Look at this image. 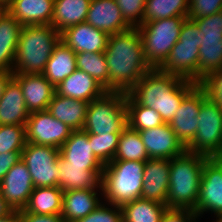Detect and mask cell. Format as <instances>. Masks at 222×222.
<instances>
[{"label": "cell", "instance_id": "6da1fadb", "mask_svg": "<svg viewBox=\"0 0 222 222\" xmlns=\"http://www.w3.org/2000/svg\"><path fill=\"white\" fill-rule=\"evenodd\" d=\"M104 53L109 71V91L128 93L152 69L144 57L138 28L110 35Z\"/></svg>", "mask_w": 222, "mask_h": 222}, {"label": "cell", "instance_id": "7a4b0ae2", "mask_svg": "<svg viewBox=\"0 0 222 222\" xmlns=\"http://www.w3.org/2000/svg\"><path fill=\"white\" fill-rule=\"evenodd\" d=\"M197 84V82L178 75L152 68L134 85L128 94L138 104L153 108L161 115L164 123H169L176 114L183 98Z\"/></svg>", "mask_w": 222, "mask_h": 222}, {"label": "cell", "instance_id": "3957f363", "mask_svg": "<svg viewBox=\"0 0 222 222\" xmlns=\"http://www.w3.org/2000/svg\"><path fill=\"white\" fill-rule=\"evenodd\" d=\"M60 40L61 33L52 25L22 26L13 74H42Z\"/></svg>", "mask_w": 222, "mask_h": 222}, {"label": "cell", "instance_id": "277c9868", "mask_svg": "<svg viewBox=\"0 0 222 222\" xmlns=\"http://www.w3.org/2000/svg\"><path fill=\"white\" fill-rule=\"evenodd\" d=\"M208 156L185 151L170 159V183L167 207L195 210L202 170Z\"/></svg>", "mask_w": 222, "mask_h": 222}, {"label": "cell", "instance_id": "5b68a950", "mask_svg": "<svg viewBox=\"0 0 222 222\" xmlns=\"http://www.w3.org/2000/svg\"><path fill=\"white\" fill-rule=\"evenodd\" d=\"M145 162L111 161L104 166L101 195L106 204L122 206L140 198Z\"/></svg>", "mask_w": 222, "mask_h": 222}, {"label": "cell", "instance_id": "8992f818", "mask_svg": "<svg viewBox=\"0 0 222 222\" xmlns=\"http://www.w3.org/2000/svg\"><path fill=\"white\" fill-rule=\"evenodd\" d=\"M204 36L196 22L186 18L178 41L158 69L199 83V47Z\"/></svg>", "mask_w": 222, "mask_h": 222}, {"label": "cell", "instance_id": "52a82bcc", "mask_svg": "<svg viewBox=\"0 0 222 222\" xmlns=\"http://www.w3.org/2000/svg\"><path fill=\"white\" fill-rule=\"evenodd\" d=\"M126 95L124 92L106 91L89 102L82 130L97 135L121 133L128 125Z\"/></svg>", "mask_w": 222, "mask_h": 222}, {"label": "cell", "instance_id": "ba28073f", "mask_svg": "<svg viewBox=\"0 0 222 222\" xmlns=\"http://www.w3.org/2000/svg\"><path fill=\"white\" fill-rule=\"evenodd\" d=\"M187 17L157 19L138 26L144 57L151 68H159L168 57Z\"/></svg>", "mask_w": 222, "mask_h": 222}, {"label": "cell", "instance_id": "9c48e42d", "mask_svg": "<svg viewBox=\"0 0 222 222\" xmlns=\"http://www.w3.org/2000/svg\"><path fill=\"white\" fill-rule=\"evenodd\" d=\"M198 127L186 151L209 158L222 155V109L207 98L198 113Z\"/></svg>", "mask_w": 222, "mask_h": 222}, {"label": "cell", "instance_id": "30bf717a", "mask_svg": "<svg viewBox=\"0 0 222 222\" xmlns=\"http://www.w3.org/2000/svg\"><path fill=\"white\" fill-rule=\"evenodd\" d=\"M59 149L52 146L25 144L21 159L25 162L34 187L59 186Z\"/></svg>", "mask_w": 222, "mask_h": 222}, {"label": "cell", "instance_id": "8fae6325", "mask_svg": "<svg viewBox=\"0 0 222 222\" xmlns=\"http://www.w3.org/2000/svg\"><path fill=\"white\" fill-rule=\"evenodd\" d=\"M72 129L54 118L47 110L30 113L26 122V141L59 149L70 137Z\"/></svg>", "mask_w": 222, "mask_h": 222}, {"label": "cell", "instance_id": "7c38bea8", "mask_svg": "<svg viewBox=\"0 0 222 222\" xmlns=\"http://www.w3.org/2000/svg\"><path fill=\"white\" fill-rule=\"evenodd\" d=\"M206 91L197 84L182 100L170 127L176 137L186 147L194 138L198 127V113L202 103L207 99Z\"/></svg>", "mask_w": 222, "mask_h": 222}, {"label": "cell", "instance_id": "4fadbf2b", "mask_svg": "<svg viewBox=\"0 0 222 222\" xmlns=\"http://www.w3.org/2000/svg\"><path fill=\"white\" fill-rule=\"evenodd\" d=\"M213 212L216 218L222 215V166L208 158L202 170L197 205L194 212L199 217L204 212Z\"/></svg>", "mask_w": 222, "mask_h": 222}, {"label": "cell", "instance_id": "5bb4252c", "mask_svg": "<svg viewBox=\"0 0 222 222\" xmlns=\"http://www.w3.org/2000/svg\"><path fill=\"white\" fill-rule=\"evenodd\" d=\"M34 188L30 172L22 159L0 181V193L13 211H20L26 206Z\"/></svg>", "mask_w": 222, "mask_h": 222}, {"label": "cell", "instance_id": "9a60e30c", "mask_svg": "<svg viewBox=\"0 0 222 222\" xmlns=\"http://www.w3.org/2000/svg\"><path fill=\"white\" fill-rule=\"evenodd\" d=\"M104 165H69L61 155L58 157L59 188L63 191L72 189L102 190Z\"/></svg>", "mask_w": 222, "mask_h": 222}, {"label": "cell", "instance_id": "2e32d148", "mask_svg": "<svg viewBox=\"0 0 222 222\" xmlns=\"http://www.w3.org/2000/svg\"><path fill=\"white\" fill-rule=\"evenodd\" d=\"M149 158L172 159L186 151V147L176 137L169 123L139 131Z\"/></svg>", "mask_w": 222, "mask_h": 222}, {"label": "cell", "instance_id": "e0dca14e", "mask_svg": "<svg viewBox=\"0 0 222 222\" xmlns=\"http://www.w3.org/2000/svg\"><path fill=\"white\" fill-rule=\"evenodd\" d=\"M170 160L149 158L145 161L140 198L167 205Z\"/></svg>", "mask_w": 222, "mask_h": 222}, {"label": "cell", "instance_id": "ac0fdd59", "mask_svg": "<svg viewBox=\"0 0 222 222\" xmlns=\"http://www.w3.org/2000/svg\"><path fill=\"white\" fill-rule=\"evenodd\" d=\"M109 34L84 22L70 26L61 32V41L75 53L104 52L109 40Z\"/></svg>", "mask_w": 222, "mask_h": 222}, {"label": "cell", "instance_id": "d6986e66", "mask_svg": "<svg viewBox=\"0 0 222 222\" xmlns=\"http://www.w3.org/2000/svg\"><path fill=\"white\" fill-rule=\"evenodd\" d=\"M19 83L29 113L47 110L55 91L43 74H13Z\"/></svg>", "mask_w": 222, "mask_h": 222}, {"label": "cell", "instance_id": "ffe728a7", "mask_svg": "<svg viewBox=\"0 0 222 222\" xmlns=\"http://www.w3.org/2000/svg\"><path fill=\"white\" fill-rule=\"evenodd\" d=\"M85 22L109 35L132 28L125 21L115 0H91Z\"/></svg>", "mask_w": 222, "mask_h": 222}, {"label": "cell", "instance_id": "44dd1931", "mask_svg": "<svg viewBox=\"0 0 222 222\" xmlns=\"http://www.w3.org/2000/svg\"><path fill=\"white\" fill-rule=\"evenodd\" d=\"M6 10L22 26L51 25L54 0H11Z\"/></svg>", "mask_w": 222, "mask_h": 222}, {"label": "cell", "instance_id": "7402d4cb", "mask_svg": "<svg viewBox=\"0 0 222 222\" xmlns=\"http://www.w3.org/2000/svg\"><path fill=\"white\" fill-rule=\"evenodd\" d=\"M55 91L58 95L87 102L101 97L106 92L92 76L79 69L56 85Z\"/></svg>", "mask_w": 222, "mask_h": 222}, {"label": "cell", "instance_id": "603a6c76", "mask_svg": "<svg viewBox=\"0 0 222 222\" xmlns=\"http://www.w3.org/2000/svg\"><path fill=\"white\" fill-rule=\"evenodd\" d=\"M29 115L21 87L12 77L0 99V125L26 126Z\"/></svg>", "mask_w": 222, "mask_h": 222}, {"label": "cell", "instance_id": "cb8c5ba5", "mask_svg": "<svg viewBox=\"0 0 222 222\" xmlns=\"http://www.w3.org/2000/svg\"><path fill=\"white\" fill-rule=\"evenodd\" d=\"M98 190L72 189L63 191L61 217L65 222H74L94 211L100 205Z\"/></svg>", "mask_w": 222, "mask_h": 222}, {"label": "cell", "instance_id": "d4e9b609", "mask_svg": "<svg viewBox=\"0 0 222 222\" xmlns=\"http://www.w3.org/2000/svg\"><path fill=\"white\" fill-rule=\"evenodd\" d=\"M89 102L54 94L47 111L72 130H82Z\"/></svg>", "mask_w": 222, "mask_h": 222}, {"label": "cell", "instance_id": "484cf974", "mask_svg": "<svg viewBox=\"0 0 222 222\" xmlns=\"http://www.w3.org/2000/svg\"><path fill=\"white\" fill-rule=\"evenodd\" d=\"M22 25L5 10L0 14V71L13 72Z\"/></svg>", "mask_w": 222, "mask_h": 222}, {"label": "cell", "instance_id": "4316f807", "mask_svg": "<svg viewBox=\"0 0 222 222\" xmlns=\"http://www.w3.org/2000/svg\"><path fill=\"white\" fill-rule=\"evenodd\" d=\"M77 69L76 53L61 40L54 47L43 75L54 86Z\"/></svg>", "mask_w": 222, "mask_h": 222}, {"label": "cell", "instance_id": "83f0119b", "mask_svg": "<svg viewBox=\"0 0 222 222\" xmlns=\"http://www.w3.org/2000/svg\"><path fill=\"white\" fill-rule=\"evenodd\" d=\"M59 152L69 165H103L93 154L88 133L83 130H73Z\"/></svg>", "mask_w": 222, "mask_h": 222}, {"label": "cell", "instance_id": "f1b7e54d", "mask_svg": "<svg viewBox=\"0 0 222 222\" xmlns=\"http://www.w3.org/2000/svg\"><path fill=\"white\" fill-rule=\"evenodd\" d=\"M91 0H54L51 25L61 33L66 28L84 23Z\"/></svg>", "mask_w": 222, "mask_h": 222}, {"label": "cell", "instance_id": "f546056e", "mask_svg": "<svg viewBox=\"0 0 222 222\" xmlns=\"http://www.w3.org/2000/svg\"><path fill=\"white\" fill-rule=\"evenodd\" d=\"M62 203L63 190L59 186L35 187L23 210L40 215H61Z\"/></svg>", "mask_w": 222, "mask_h": 222}, {"label": "cell", "instance_id": "4dcf8cb0", "mask_svg": "<svg viewBox=\"0 0 222 222\" xmlns=\"http://www.w3.org/2000/svg\"><path fill=\"white\" fill-rule=\"evenodd\" d=\"M167 208L166 204L138 198L121 206L123 222H160Z\"/></svg>", "mask_w": 222, "mask_h": 222}, {"label": "cell", "instance_id": "1f68e13d", "mask_svg": "<svg viewBox=\"0 0 222 222\" xmlns=\"http://www.w3.org/2000/svg\"><path fill=\"white\" fill-rule=\"evenodd\" d=\"M149 159L138 130L127 125L119 136L118 147L113 161H141Z\"/></svg>", "mask_w": 222, "mask_h": 222}, {"label": "cell", "instance_id": "d6a6232c", "mask_svg": "<svg viewBox=\"0 0 222 222\" xmlns=\"http://www.w3.org/2000/svg\"><path fill=\"white\" fill-rule=\"evenodd\" d=\"M190 0H146L143 23L170 17H187Z\"/></svg>", "mask_w": 222, "mask_h": 222}, {"label": "cell", "instance_id": "836d02e7", "mask_svg": "<svg viewBox=\"0 0 222 222\" xmlns=\"http://www.w3.org/2000/svg\"><path fill=\"white\" fill-rule=\"evenodd\" d=\"M128 125L143 131L164 124L161 115L153 108L138 104L128 93L126 95Z\"/></svg>", "mask_w": 222, "mask_h": 222}, {"label": "cell", "instance_id": "e575fe53", "mask_svg": "<svg viewBox=\"0 0 222 222\" xmlns=\"http://www.w3.org/2000/svg\"><path fill=\"white\" fill-rule=\"evenodd\" d=\"M77 69L92 76L106 91H109V71L104 52L76 53Z\"/></svg>", "mask_w": 222, "mask_h": 222}, {"label": "cell", "instance_id": "d590c367", "mask_svg": "<svg viewBox=\"0 0 222 222\" xmlns=\"http://www.w3.org/2000/svg\"><path fill=\"white\" fill-rule=\"evenodd\" d=\"M222 69V38L200 39L199 82L209 72Z\"/></svg>", "mask_w": 222, "mask_h": 222}, {"label": "cell", "instance_id": "8d00e7d4", "mask_svg": "<svg viewBox=\"0 0 222 222\" xmlns=\"http://www.w3.org/2000/svg\"><path fill=\"white\" fill-rule=\"evenodd\" d=\"M120 134L121 133L97 135L88 133L89 144L92 146L93 154L104 166L113 161Z\"/></svg>", "mask_w": 222, "mask_h": 222}, {"label": "cell", "instance_id": "74e56055", "mask_svg": "<svg viewBox=\"0 0 222 222\" xmlns=\"http://www.w3.org/2000/svg\"><path fill=\"white\" fill-rule=\"evenodd\" d=\"M26 143V126L0 125V154L22 152Z\"/></svg>", "mask_w": 222, "mask_h": 222}, {"label": "cell", "instance_id": "f35d334b", "mask_svg": "<svg viewBox=\"0 0 222 222\" xmlns=\"http://www.w3.org/2000/svg\"><path fill=\"white\" fill-rule=\"evenodd\" d=\"M105 202L100 203V205L92 211L87 216L77 219L74 222H123V212L121 206L113 205V204H103Z\"/></svg>", "mask_w": 222, "mask_h": 222}, {"label": "cell", "instance_id": "ab89813d", "mask_svg": "<svg viewBox=\"0 0 222 222\" xmlns=\"http://www.w3.org/2000/svg\"><path fill=\"white\" fill-rule=\"evenodd\" d=\"M125 21L137 28L143 24V13L146 0H115ZM139 18V19H138Z\"/></svg>", "mask_w": 222, "mask_h": 222}, {"label": "cell", "instance_id": "60d3db41", "mask_svg": "<svg viewBox=\"0 0 222 222\" xmlns=\"http://www.w3.org/2000/svg\"><path fill=\"white\" fill-rule=\"evenodd\" d=\"M207 94V97L222 109V69L209 72L198 83Z\"/></svg>", "mask_w": 222, "mask_h": 222}, {"label": "cell", "instance_id": "b9f144b4", "mask_svg": "<svg viewBox=\"0 0 222 222\" xmlns=\"http://www.w3.org/2000/svg\"><path fill=\"white\" fill-rule=\"evenodd\" d=\"M222 11V0H190L187 18L197 19Z\"/></svg>", "mask_w": 222, "mask_h": 222}, {"label": "cell", "instance_id": "7bdbcfd3", "mask_svg": "<svg viewBox=\"0 0 222 222\" xmlns=\"http://www.w3.org/2000/svg\"><path fill=\"white\" fill-rule=\"evenodd\" d=\"M196 22L203 38H222V11L213 15L192 19Z\"/></svg>", "mask_w": 222, "mask_h": 222}, {"label": "cell", "instance_id": "ee69618b", "mask_svg": "<svg viewBox=\"0 0 222 222\" xmlns=\"http://www.w3.org/2000/svg\"><path fill=\"white\" fill-rule=\"evenodd\" d=\"M198 216L191 209L167 208L160 222H196Z\"/></svg>", "mask_w": 222, "mask_h": 222}, {"label": "cell", "instance_id": "f6af8a7d", "mask_svg": "<svg viewBox=\"0 0 222 222\" xmlns=\"http://www.w3.org/2000/svg\"><path fill=\"white\" fill-rule=\"evenodd\" d=\"M20 159L21 152H6L0 154V181Z\"/></svg>", "mask_w": 222, "mask_h": 222}, {"label": "cell", "instance_id": "bcb514c9", "mask_svg": "<svg viewBox=\"0 0 222 222\" xmlns=\"http://www.w3.org/2000/svg\"><path fill=\"white\" fill-rule=\"evenodd\" d=\"M19 212L21 222H65L61 215H40L25 212L23 209Z\"/></svg>", "mask_w": 222, "mask_h": 222}, {"label": "cell", "instance_id": "7dc6e473", "mask_svg": "<svg viewBox=\"0 0 222 222\" xmlns=\"http://www.w3.org/2000/svg\"><path fill=\"white\" fill-rule=\"evenodd\" d=\"M13 77V72L10 71H0V99L4 92L5 86L8 81Z\"/></svg>", "mask_w": 222, "mask_h": 222}, {"label": "cell", "instance_id": "c3c4849f", "mask_svg": "<svg viewBox=\"0 0 222 222\" xmlns=\"http://www.w3.org/2000/svg\"><path fill=\"white\" fill-rule=\"evenodd\" d=\"M12 212L13 209L6 203L5 199L0 193V218L7 217Z\"/></svg>", "mask_w": 222, "mask_h": 222}, {"label": "cell", "instance_id": "681fc988", "mask_svg": "<svg viewBox=\"0 0 222 222\" xmlns=\"http://www.w3.org/2000/svg\"><path fill=\"white\" fill-rule=\"evenodd\" d=\"M0 222H21L20 212L13 211L7 217L0 218Z\"/></svg>", "mask_w": 222, "mask_h": 222}, {"label": "cell", "instance_id": "f907efd6", "mask_svg": "<svg viewBox=\"0 0 222 222\" xmlns=\"http://www.w3.org/2000/svg\"><path fill=\"white\" fill-rule=\"evenodd\" d=\"M11 0H0V5L6 10L10 5Z\"/></svg>", "mask_w": 222, "mask_h": 222}, {"label": "cell", "instance_id": "816d5d0a", "mask_svg": "<svg viewBox=\"0 0 222 222\" xmlns=\"http://www.w3.org/2000/svg\"><path fill=\"white\" fill-rule=\"evenodd\" d=\"M222 166V155L213 157Z\"/></svg>", "mask_w": 222, "mask_h": 222}, {"label": "cell", "instance_id": "f5cc1de1", "mask_svg": "<svg viewBox=\"0 0 222 222\" xmlns=\"http://www.w3.org/2000/svg\"><path fill=\"white\" fill-rule=\"evenodd\" d=\"M216 219L215 222H222V215L218 216Z\"/></svg>", "mask_w": 222, "mask_h": 222}, {"label": "cell", "instance_id": "db71d44e", "mask_svg": "<svg viewBox=\"0 0 222 222\" xmlns=\"http://www.w3.org/2000/svg\"><path fill=\"white\" fill-rule=\"evenodd\" d=\"M4 11H5V9L0 5V14Z\"/></svg>", "mask_w": 222, "mask_h": 222}]
</instances>
